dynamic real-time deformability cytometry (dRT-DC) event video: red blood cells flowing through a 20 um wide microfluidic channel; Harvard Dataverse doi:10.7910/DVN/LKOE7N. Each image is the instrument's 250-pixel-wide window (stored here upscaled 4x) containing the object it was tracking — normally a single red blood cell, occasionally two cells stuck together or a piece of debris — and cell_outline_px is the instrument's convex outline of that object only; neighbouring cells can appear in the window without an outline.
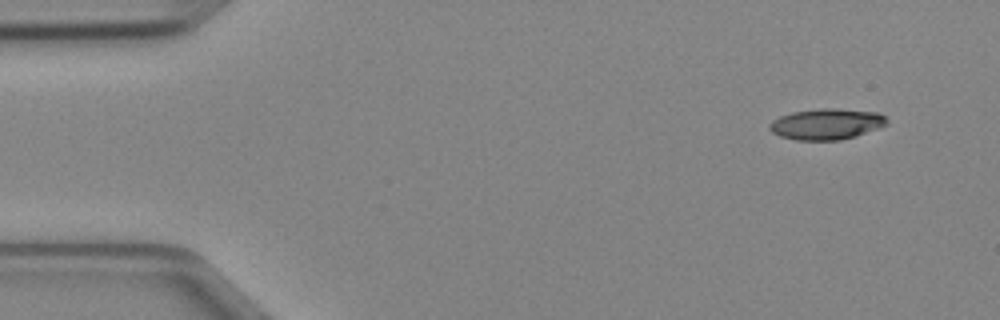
{"species": "Egyptian fruit bat (a non-hibernating species)", "species_latin": "Rousettus aegyptiacus", "temperature_condition": "cold", "stored_images_in_passage": 30, "camera_frame_rate_fps": 3000, "um_per_image_px": 0.085, "animal": {"sex": "female"}, "frame": {"image": 1, "passage_image": 1, "time_ms": 0.0, "image_size_px": [1000, 320], "cell_outline_px": [[888, 124], [880, 128], [856, 136], [840, 140], [796, 140], [780, 136], [772, 132], [768, 128], [768, 124], [772, 120], [780, 116], [792, 112], [820, 108], [832, 108], [880, 112], [888, 120]], "centroid_in_image_um": [70.27, 10.54], "position_along_channel_um": 14.7, "area_um2": 21.39}}
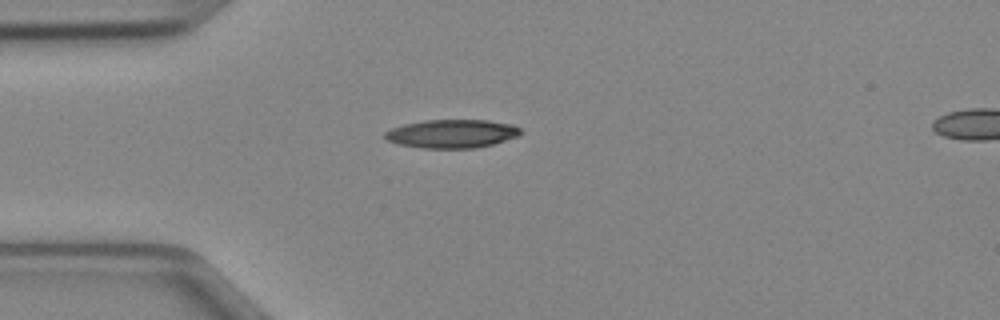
{"frame": {"image": 2, "passage_image": 10, "time_ms": 3.0, "image_size_px": [1000, 320], "cell_outline_px": [[524, 132], [520, 136], [492, 144], [476, 148], [420, 148], [400, 144], [388, 140], [384, 136], [384, 132], [392, 128], [404, 124], [424, 120], [488, 120], [512, 124], [520, 128]], "centroid_in_image_um": [38.45, 11.36], "position_along_channel_um": 46.5, "area_um2": 22.6}}
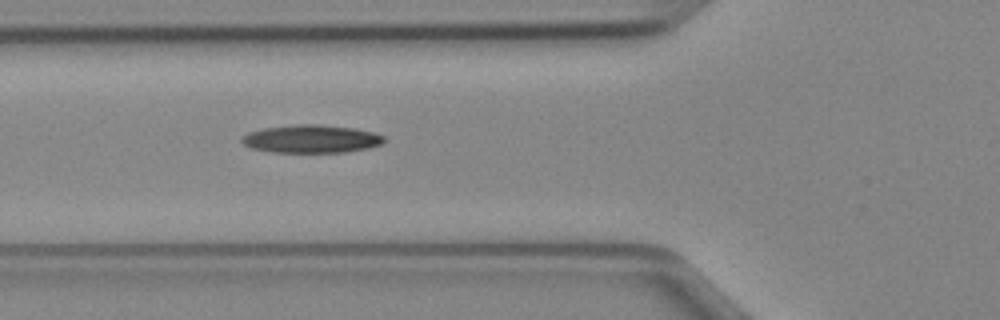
{"frame": {"image": 3, "passage_image": 15, "time_ms": 4.667, "image_size_px": [1000, 320], "cell_outline_px": [[388, 140], [380, 144], [368, 148], [344, 152], [272, 152], [252, 148], [244, 144], [240, 140], [240, 136], [248, 132], [264, 128], [296, 124], [316, 124], [352, 128], [372, 132], [384, 136]], "centroid_in_image_um": [26.43, 11.8], "position_along_channel_um": 99.4, "area_um2": 23.18}}